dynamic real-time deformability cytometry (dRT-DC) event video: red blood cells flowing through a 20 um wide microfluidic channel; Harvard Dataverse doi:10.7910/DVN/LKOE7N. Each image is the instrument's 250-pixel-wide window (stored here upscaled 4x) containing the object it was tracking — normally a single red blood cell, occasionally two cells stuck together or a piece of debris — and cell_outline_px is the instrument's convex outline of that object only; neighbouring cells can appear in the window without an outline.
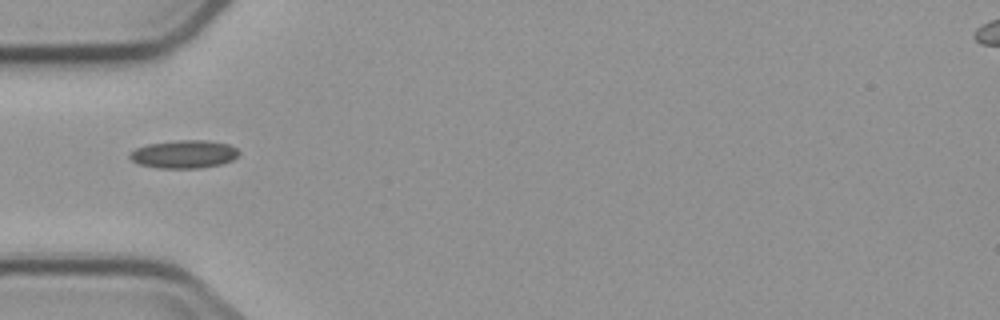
{"species": "common noctule bat (a hibernating species)", "species_latin": "Nyctalus noctula", "temperature_condition": "cold", "stored_images_in_passage": 4, "camera_frame_rate_fps": 3000, "um_per_image_px": 0.085, "animal": {"sex": "male", "body_mass_g": 23.1, "forearm_length_mm": 52.7}, "frame": {"image": 1, "passage_image": 1, "time_ms": 0.0, "image_size_px": [1000, 320], "cell_outline_px": [[240, 152], [232, 160], [220, 164], [200, 168], [156, 168], [140, 164], [132, 160], [128, 156], [136, 148], [148, 144], [176, 140], [208, 140], [228, 144], [236, 148]], "centroid_in_image_um": [15.64, 13.1], "position_along_channel_um": 69.4, "area_um2": 17.74}}
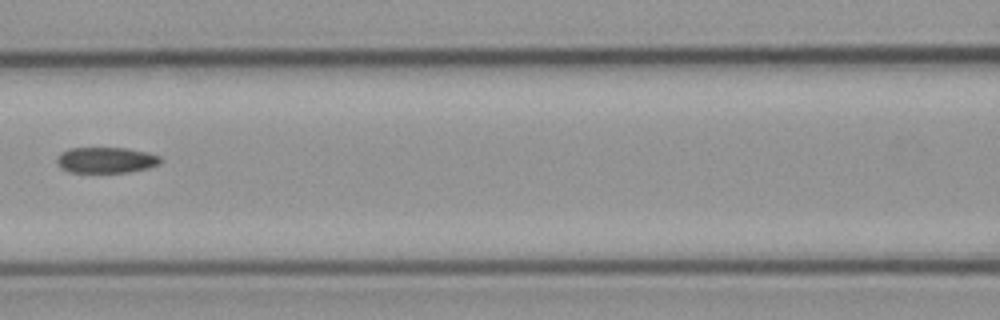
{"frame": {"image": 2, "passage_image": 3, "time_ms": 2.333, "image_size_px": [1000, 320], "cell_outline_px": [[164, 160], [160, 164], [148, 168], [128, 172], [68, 172], [60, 168], [56, 164], [56, 160], [60, 152], [68, 148], [128, 148], [148, 152], [160, 156]], "centroid_in_image_um": [9.02, 13.6], "position_along_channel_um": 157.6, "area_um2": 15.9}}
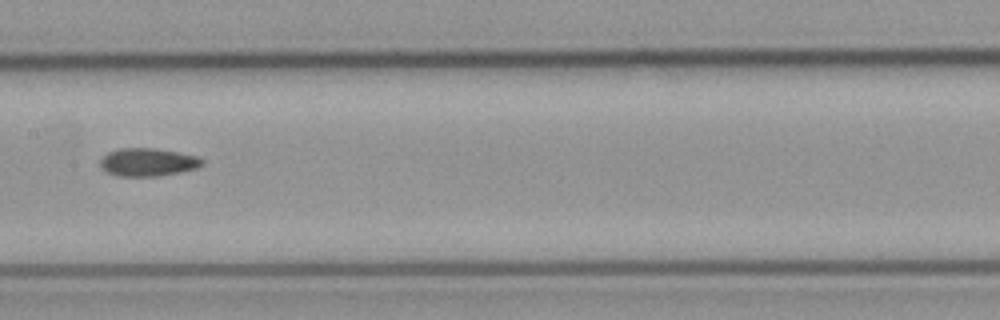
{"frame": {"image": 3, "passage_image": 4, "time_ms": 3.333, "image_size_px": [1000, 320], "cell_outline_px": [[204, 164], [196, 168], [156, 176], [120, 176], [108, 172], [100, 164], [100, 160], [108, 152], [116, 148], [156, 148], [196, 156], [204, 160]], "centroid_in_image_um": [12.56, 13.77], "position_along_channel_um": 194.8, "area_um2": 16.36}}